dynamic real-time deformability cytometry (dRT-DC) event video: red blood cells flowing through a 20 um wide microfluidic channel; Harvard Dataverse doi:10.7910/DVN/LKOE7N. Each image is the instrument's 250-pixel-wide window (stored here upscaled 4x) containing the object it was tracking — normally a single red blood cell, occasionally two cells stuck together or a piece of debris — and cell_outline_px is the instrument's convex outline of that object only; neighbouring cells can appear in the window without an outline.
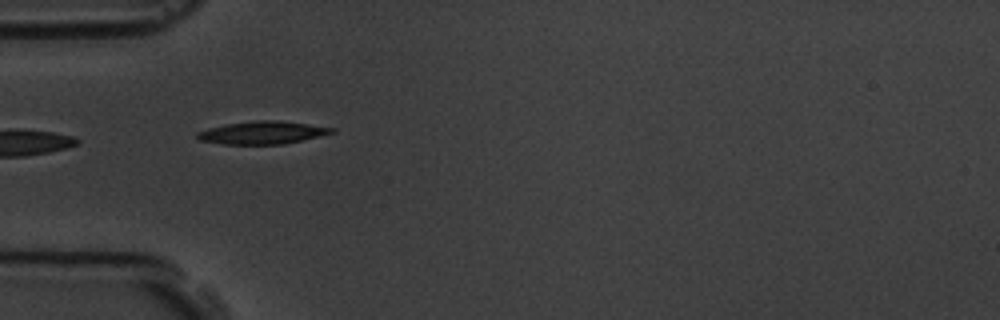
{"species": "common noctule bat (a hibernating species)", "species_latin": "Nyctalus noctula", "temperature_condition": "room temperature", "stored_images_in_passage": 5, "camera_frame_rate_fps": 3000, "um_per_image_px": 0.085, "animal": {"sex": "male", "body_mass_g": 19.5, "forearm_length_mm": 54.6}, "frame": {"image": 1, "passage_image": 3, "time_ms": 2.333, "image_size_px": [1000, 320], "cell_outline_px": [[336, 132], [320, 136], [284, 144], [224, 144], [196, 140], [196, 132], [208, 128], [228, 124], [256, 120], [276, 120], [308, 124], [336, 128]], "centroid_in_image_um": [22.3, 11.28], "position_along_channel_um": 62.7, "area_um2": 17.86}}
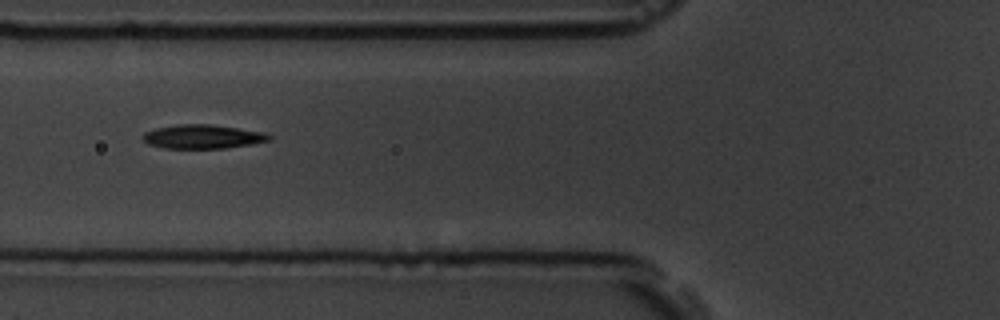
{"frame": {"image": 2, "passage_image": 4, "time_ms": 3.667, "image_size_px": [1000, 320], "cell_outline_px": [[272, 140], [252, 144], [224, 148], [164, 148], [148, 144], [140, 136], [144, 132], [156, 128], [180, 124], [208, 124], [264, 132], [272, 136]], "centroid_in_image_um": [17.22, 11.62], "position_along_channel_um": 108.6, "area_um2": 17.57}}
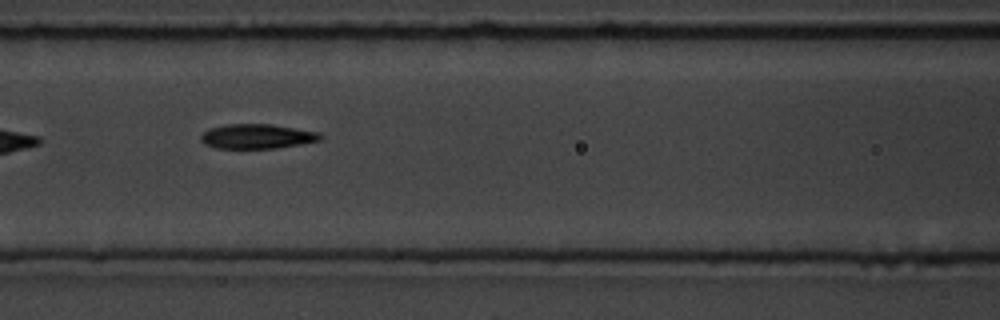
{"frame": {"image": 3, "passage_image": 5, "time_ms": 4.667, "image_size_px": [1000, 320], "cell_outline_px": [[324, 136], [320, 140], [300, 144], [276, 148], [216, 148], [204, 144], [200, 140], [200, 136], [208, 128], [228, 124], [272, 124], [320, 132]], "centroid_in_image_um": [21.85, 11.58], "position_along_channel_um": 144.8, "area_um2": 17.22}}